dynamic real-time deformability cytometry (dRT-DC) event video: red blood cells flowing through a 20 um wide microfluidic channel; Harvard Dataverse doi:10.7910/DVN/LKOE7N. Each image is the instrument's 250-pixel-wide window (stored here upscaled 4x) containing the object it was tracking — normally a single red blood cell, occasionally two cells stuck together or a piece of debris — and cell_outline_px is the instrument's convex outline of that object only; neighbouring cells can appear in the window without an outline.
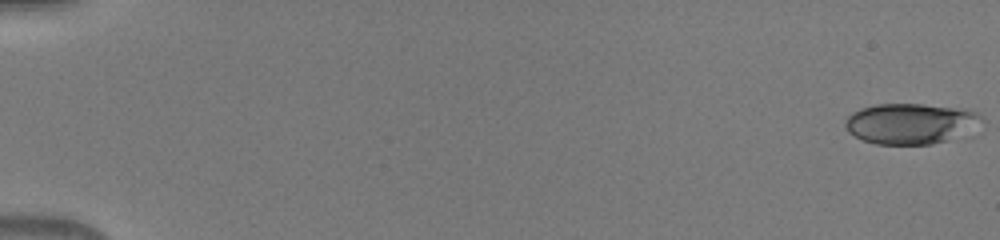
{"species": "human", "species_latin": "Homo sapiens", "temperature_condition": "warm", "stored_images_in_passage": 50, "camera_frame_rate_fps": 3000, "um_per_image_px": 0.085, "donor": {"sex": "male"}, "frame": {"image": 1, "passage_image": 1, "time_ms": 0.0, "image_size_px": [1000, 240], "cell_outline_px": [[984, 120], [944, 140], [932, 144], [876, 144], [864, 140], [848, 132], [844, 124], [844, 120], [852, 112], [860, 108], [876, 104], [924, 104], [964, 108], [976, 112], [984, 116]], "centroid_in_image_um": [77.31, 10.47], "position_along_channel_um": 7.7, "area_um2": 31.73}}
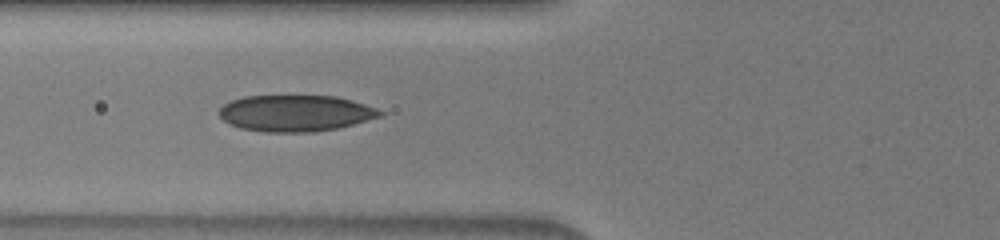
{"frame": {"image": 2, "passage_image": 21, "time_ms": 6.667, "image_size_px": [1000, 240], "cell_outline_px": [[384, 116], [336, 128], [312, 132], [264, 132], [240, 128], [228, 124], [216, 112], [224, 104], [232, 100], [244, 96], [336, 96], [364, 104], [376, 108], [384, 112]], "centroid_in_image_um": [25.09, 9.62], "position_along_channel_um": 100.7, "area_um2": 34.1}}
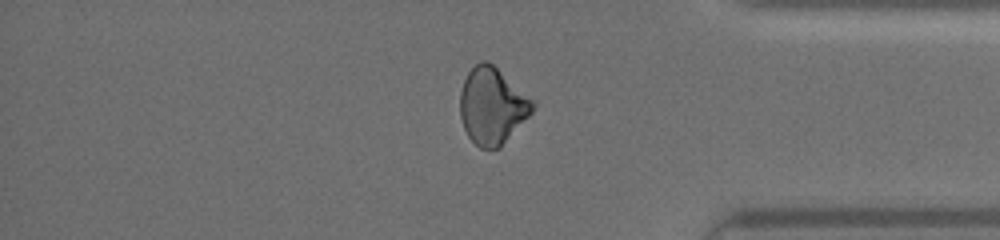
{"frame": {"image": 3, "passage_image": 43, "time_ms": 14.0, "image_size_px": [1000, 240], "cell_outline_px": [[536, 104], [532, 112], [500, 148], [480, 148], [468, 136], [464, 128], [460, 116], [460, 92], [464, 80], [468, 72], [480, 60], [488, 60], [536, 100]], "centroid_in_image_um": [41.86, 8.98], "position_along_channel_um": 393.3, "area_um2": 32.6}}